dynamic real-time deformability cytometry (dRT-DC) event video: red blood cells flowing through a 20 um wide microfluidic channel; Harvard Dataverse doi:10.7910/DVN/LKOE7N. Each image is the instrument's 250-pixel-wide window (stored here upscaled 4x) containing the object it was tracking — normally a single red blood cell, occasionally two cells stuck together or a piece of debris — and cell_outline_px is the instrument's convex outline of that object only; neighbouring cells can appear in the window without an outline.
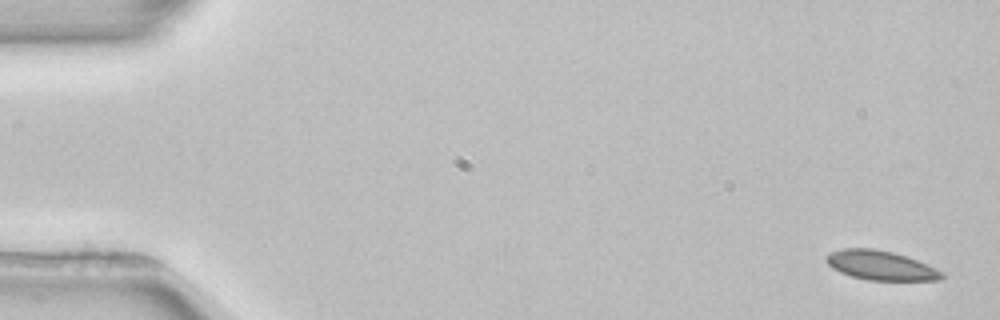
{"species": "common noctule bat (a hibernating species)", "species_latin": "Nyctalus noctula", "temperature_condition": "room temperature", "stored_images_in_passage": 4, "camera_frame_rate_fps": 3000, "um_per_image_px": 0.085, "animal": {"sex": "female", "body_mass_g": 22.7, "forearm_length_mm": 54.2}, "frame": {"image": 1, "passage_image": 1, "time_ms": 0.0, "image_size_px": [1000, 320], "cell_outline_px": [[944, 276], [940, 280], [868, 280], [852, 276], [840, 272], [832, 268], [824, 260], [824, 256], [828, 252], [840, 248], [872, 248], [892, 252], [908, 256], [936, 268], [944, 272]], "centroid_in_image_um": [74.82, 22.54], "position_along_channel_um": 10.2, "area_um2": 20.0}}